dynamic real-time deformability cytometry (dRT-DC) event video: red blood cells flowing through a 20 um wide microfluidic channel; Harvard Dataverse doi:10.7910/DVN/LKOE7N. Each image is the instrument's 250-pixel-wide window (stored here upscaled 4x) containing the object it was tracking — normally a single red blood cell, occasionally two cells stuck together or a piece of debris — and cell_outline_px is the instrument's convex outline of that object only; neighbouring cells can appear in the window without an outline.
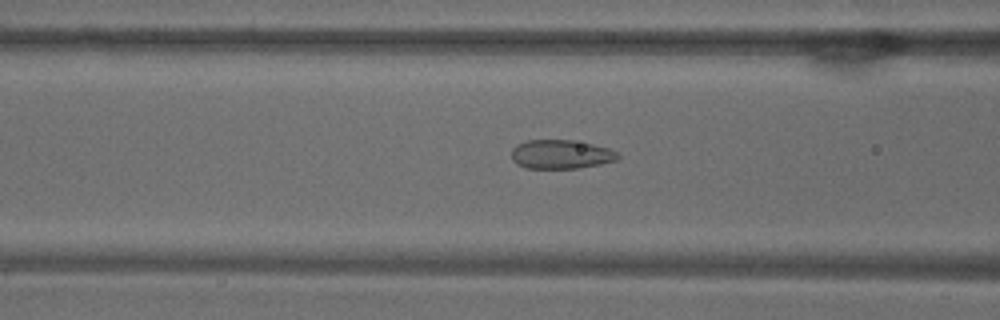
{"species": "common noctule bat (a hibernating species)", "species_latin": "Nyctalus noctula", "temperature_condition": "warm", "stored_images_in_passage": 42, "camera_frame_rate_fps": 3000, "um_per_image_px": 0.085, "animal": {"sex": "male", "body_mass_g": 18.8}, "frame": {"image": 1, "passage_image": 10, "time_ms": 3.0, "image_size_px": [1000, 320], "cell_outline_px": [[620, 156], [616, 160], [600, 164], [580, 168], [524, 168], [516, 164], [512, 160], [512, 148], [516, 144], [528, 140], [572, 140], [592, 144], [608, 148], [616, 152]], "centroid_in_image_um": [47.64, 13.12], "position_along_channel_um": 119.0, "area_um2": 17.98}}
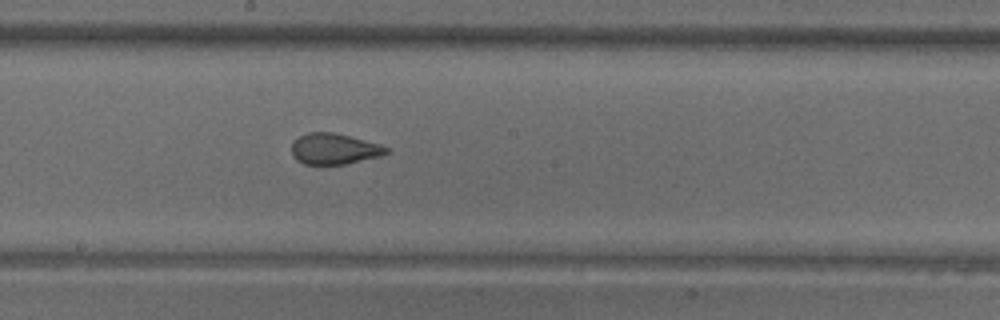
{"frame": {"image": 2, "passage_image": 18, "time_ms": 5.667, "image_size_px": [1000, 320], "cell_outline_px": [[388, 152], [380, 156], [344, 164], [304, 164], [296, 160], [292, 156], [292, 140], [308, 132], [332, 132], [380, 144], [388, 148]], "centroid_in_image_um": [28.36, 12.65], "position_along_channel_um": 219.8, "area_um2": 16.94}}
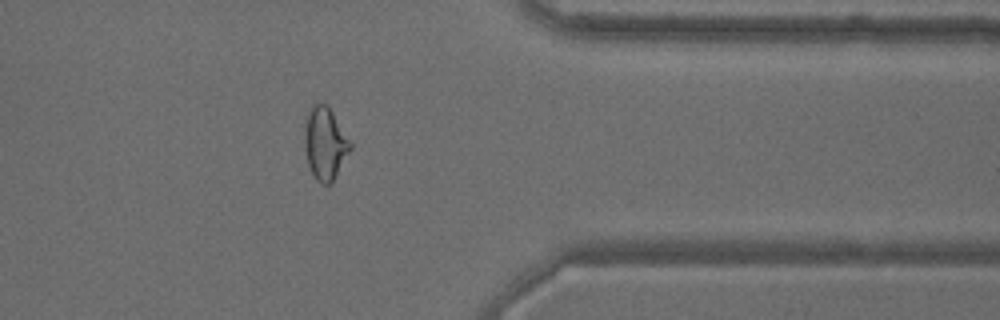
{"frame": {"image": 3, "passage_image": 32, "time_ms": 10.333, "image_size_px": [1000, 320], "cell_outline_px": [[352, 148], [332, 184], [320, 184], [316, 180], [308, 164], [304, 148], [304, 128], [308, 112], [312, 104], [316, 100], [328, 104], [352, 144]], "centroid_in_image_um": [27.62, 12.17], "position_along_channel_um": 383.8, "area_um2": 19.77}, "authors_computed_cell_mechanics": {"area_um2": 18.7272, "velocity_mm_per_s": 3.7734, "shape_relaxation_time_tau1_ms": null, "shape_relaxation_time_tau2_ms": 0.899, "deformation_change_tau1": null, "deformation_change_tau2": 0.067}}